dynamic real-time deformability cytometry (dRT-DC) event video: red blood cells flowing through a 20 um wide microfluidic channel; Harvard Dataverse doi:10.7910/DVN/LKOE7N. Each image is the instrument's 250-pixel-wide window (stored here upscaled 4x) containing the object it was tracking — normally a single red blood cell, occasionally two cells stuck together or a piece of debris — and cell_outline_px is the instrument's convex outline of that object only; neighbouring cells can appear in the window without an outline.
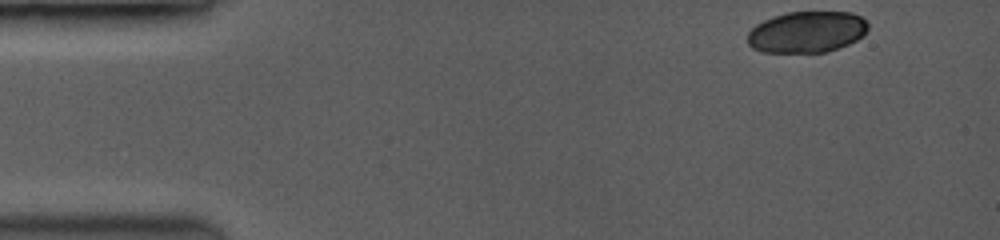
{"species": "common noctule bat (a hibernating species)", "species_latin": "Nyctalus noctula", "temperature_condition": "room temperature", "stored_images_in_passage": 7, "camera_frame_rate_fps": 3500, "um_per_image_px": 0.085, "animal": {"sex": "female", "body_mass_g": 19.0, "forearm_length_mm": 53.3}, "frame": {"image": 1, "passage_image": 1, "time_ms": 0.0, "image_size_px": [1000, 240], "cell_outline_px": [[868, 28], [856, 40], [848, 44], [824, 52], [764, 52], [752, 48], [748, 44], [748, 32], [756, 24], [764, 20], [788, 12], [852, 12], [860, 16], [868, 24]], "centroid_in_image_um": [68.56, 2.71], "position_along_channel_um": 16.4, "area_um2": 28.73}}